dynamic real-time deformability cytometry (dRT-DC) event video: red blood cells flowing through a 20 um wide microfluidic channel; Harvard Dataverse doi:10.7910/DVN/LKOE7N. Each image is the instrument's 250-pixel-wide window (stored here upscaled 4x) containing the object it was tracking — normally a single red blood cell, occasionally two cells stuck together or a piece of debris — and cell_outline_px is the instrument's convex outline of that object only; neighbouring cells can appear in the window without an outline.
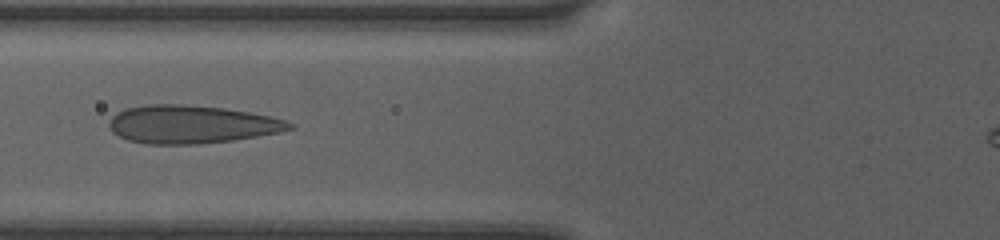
{"species": "human", "species_latin": "Homo sapiens", "temperature_condition": "room temperature", "stored_images_in_passage": 8, "camera_frame_rate_fps": 3000, "um_per_image_px": 0.085, "donor": {"sex": "female"}, "frame": {"image": 1, "passage_image": 5, "time_ms": 1.333, "image_size_px": [1000, 240], "cell_outline_px": [[296, 128], [280, 132], [232, 140], [200, 144], [144, 144], [128, 140], [112, 132], [108, 128], [108, 124], [112, 116], [116, 112], [124, 108], [148, 104], [184, 104], [224, 108], [248, 112], [268, 116], [284, 120], [292, 124]], "centroid_in_image_um": [16.21, 10.57], "position_along_channel_um": 109.6, "area_um2": 40.11}}